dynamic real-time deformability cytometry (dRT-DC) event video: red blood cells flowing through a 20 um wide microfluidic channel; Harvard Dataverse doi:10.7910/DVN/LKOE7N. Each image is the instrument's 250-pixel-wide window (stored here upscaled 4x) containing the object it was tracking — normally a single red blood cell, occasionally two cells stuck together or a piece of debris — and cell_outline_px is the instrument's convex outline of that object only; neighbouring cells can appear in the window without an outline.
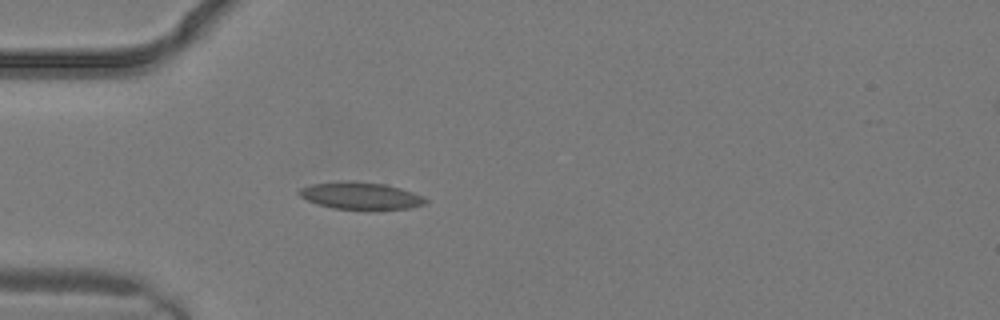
{"species": "common noctule bat (a hibernating species)", "species_latin": "Nyctalus noctula", "temperature_condition": "warm", "stored_images_in_passage": 2, "camera_frame_rate_fps": 3000, "um_per_image_px": 0.085, "animal": {"sex": "male", "body_mass_g": 19.2, "forearm_length_mm": 51.8}, "frame": {"image": 1, "passage_image": 2, "time_ms": 0.333, "image_size_px": [1000, 320], "cell_outline_px": [[428, 200], [424, 204], [412, 208], [368, 212], [332, 208], [316, 204], [300, 196], [296, 192], [300, 188], [312, 184], [352, 180], [384, 184], [400, 188], [412, 192]], "centroid_in_image_um": [30.65, 16.68], "position_along_channel_um": 54.3, "area_um2": 20.69}}